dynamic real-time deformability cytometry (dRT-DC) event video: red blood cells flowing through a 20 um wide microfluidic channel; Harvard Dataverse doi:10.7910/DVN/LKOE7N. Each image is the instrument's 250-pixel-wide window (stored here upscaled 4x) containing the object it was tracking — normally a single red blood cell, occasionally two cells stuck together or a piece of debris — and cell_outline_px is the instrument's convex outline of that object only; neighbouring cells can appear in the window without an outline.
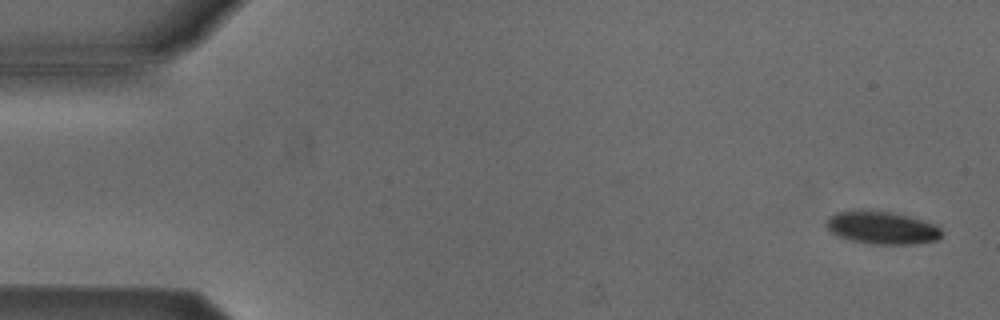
{"species": "Egyptian fruit bat (a non-hibernating species)", "species_latin": "Rousettus aegyptiacus", "temperature_condition": "cold", "stored_images_in_passage": 46, "camera_frame_rate_fps": 3000, "um_per_image_px": 0.085, "animal": {"sex": "male"}, "frame": {"image": 1, "passage_image": 2, "time_ms": 0.333, "image_size_px": [1000, 320], "cell_outline_px": [[944, 232], [936, 240], [916, 244], [872, 244], [852, 240], [836, 236], [824, 224], [828, 216], [836, 212], [860, 208], [864, 208], [892, 212], [924, 220], [936, 224]], "centroid_in_image_um": [74.93, 19.32], "position_along_channel_um": 10.1, "area_um2": 22.6}}
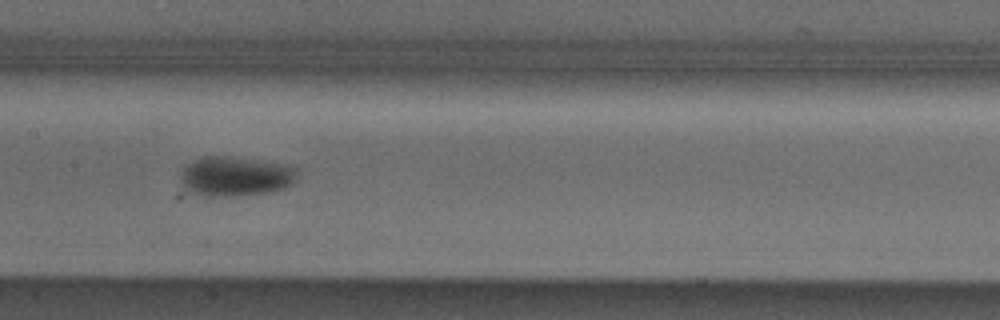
{"frame": {"image": 2, "passage_image": 26, "time_ms": 8.333, "image_size_px": [1000, 320], "cell_outline_px": [[296, 180], [292, 184], [284, 188], [268, 192], [236, 196], [204, 196], [188, 192], [184, 188], [180, 180], [180, 176], [184, 168], [188, 164], [204, 156], [216, 156], [284, 164], [296, 168]], "centroid_in_image_um": [19.98, 15.02], "position_along_channel_um": 187.4, "area_um2": 26.59}}
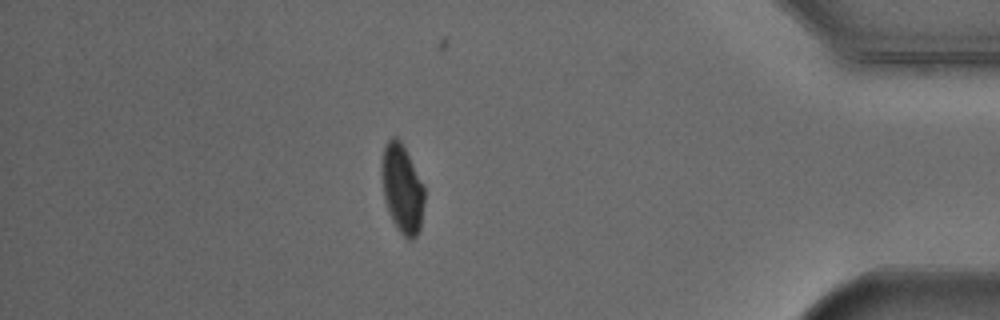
{"frame": {"image": 3, "passage_image": 46, "time_ms": 15.0, "image_size_px": [1000, 320], "cell_outline_px": [[424, 200], [420, 232], [412, 240], [408, 240], [396, 228], [392, 220], [384, 200], [380, 172], [384, 144], [392, 136], [396, 136], [400, 140], [424, 184]], "centroid_in_image_um": [34.17, 16.04], "position_along_channel_um": 401.0, "area_um2": 22.43}, "authors_computed_cell_mechanics": {"area_um2": 24.3916, "velocity_mm_per_s": 3.8503, "shape_relaxation_time_tau1_ms": 2.3043, "shape_relaxation_time_tau2_ms": null, "deformation_change_tau1": 0.0855, "deformation_change_tau2": null}}